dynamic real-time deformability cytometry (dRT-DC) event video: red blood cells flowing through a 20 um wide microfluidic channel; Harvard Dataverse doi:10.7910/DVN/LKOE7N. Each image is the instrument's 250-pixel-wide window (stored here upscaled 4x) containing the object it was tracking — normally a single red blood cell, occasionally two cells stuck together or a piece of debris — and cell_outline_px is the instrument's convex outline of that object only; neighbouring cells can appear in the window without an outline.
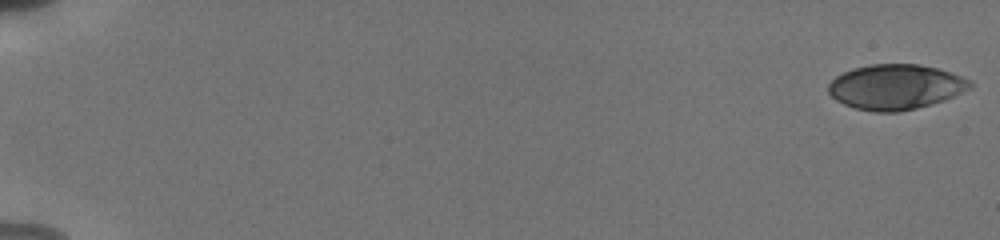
{"species": "human", "species_latin": "Homo sapiens", "temperature_condition": "cold", "stored_images_in_passage": 56, "camera_frame_rate_fps": 3000, "um_per_image_px": 0.085, "donor": {"sex": "male"}, "frame": {"image": 1, "passage_image": 1, "time_ms": 0.0, "image_size_px": [1000, 240], "cell_outline_px": [[972, 88], [944, 100], [916, 108], [896, 112], [872, 112], [856, 108], [844, 104], [836, 100], [828, 92], [828, 84], [836, 76], [852, 68], [872, 64], [920, 64], [936, 68], [972, 80]], "centroid_in_image_um": [76.12, 7.39], "position_along_channel_um": 8.9, "area_um2": 37.17}}
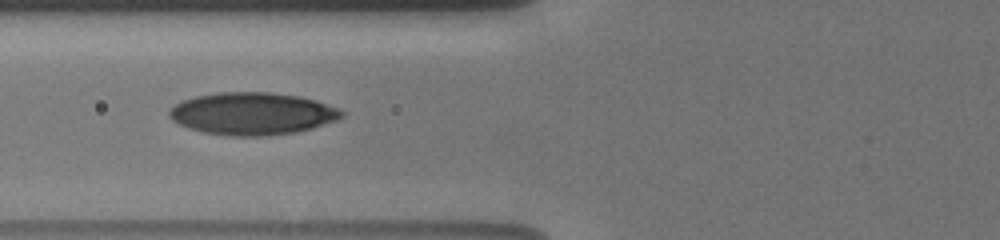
{"frame": {"image": 2, "passage_image": 24, "time_ms": 7.667, "image_size_px": [1000, 240], "cell_outline_px": [[344, 116], [340, 120], [312, 128], [296, 132], [268, 136], [232, 136], [204, 132], [188, 128], [172, 120], [168, 116], [168, 112], [176, 104], [184, 100], [196, 96], [220, 92], [268, 92], [300, 96], [316, 100], [340, 108], [344, 112]], "centroid_in_image_um": [21.5, 9.66], "position_along_channel_um": 104.3, "area_um2": 42.77}}
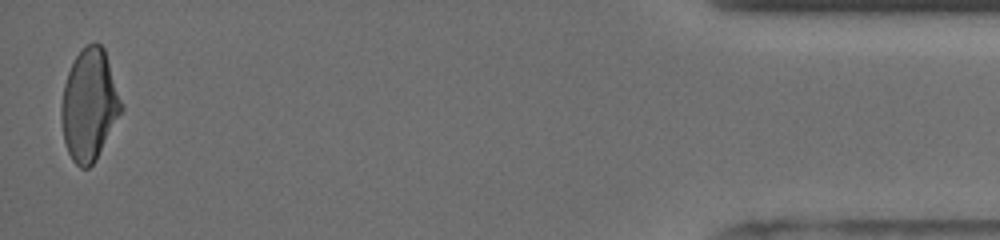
{"frame": {"image": 3, "passage_image": 55, "time_ms": 18.0, "image_size_px": [1000, 240], "cell_outline_px": [[124, 108], [96, 160], [88, 168], [80, 168], [72, 160], [68, 152], [64, 140], [60, 116], [60, 104], [64, 84], [68, 72], [76, 56], [88, 44], [100, 44], [104, 48], [124, 104]], "centroid_in_image_um": [7.6, 8.95], "position_along_channel_um": 427.6, "area_um2": 39.07}, "authors_computed_cell_mechanics": {"area_um2": 39.1306, "velocity_mm_per_s": 3.8297, "shape_relaxation_time_tau1_ms": 5.5189, "shape_relaxation_time_tau2_ms": 1.4239, "deformation_change_tau1": 0.167, "deformation_change_tau2": 0.0677}}